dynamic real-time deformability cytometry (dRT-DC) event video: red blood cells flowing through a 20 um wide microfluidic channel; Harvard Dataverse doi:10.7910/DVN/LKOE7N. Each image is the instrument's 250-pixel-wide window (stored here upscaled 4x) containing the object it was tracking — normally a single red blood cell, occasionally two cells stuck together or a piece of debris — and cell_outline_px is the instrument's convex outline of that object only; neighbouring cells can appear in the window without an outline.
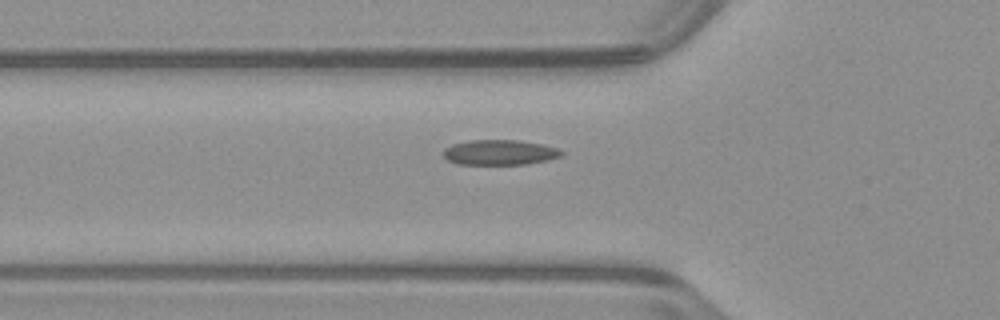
{"species": "common noctule bat (a hibernating species)", "species_latin": "Nyctalus noctula", "temperature_condition": "warm", "stored_images_in_passage": 36, "camera_frame_rate_fps": 3000, "um_per_image_px": 0.085, "animal": {"sex": "male", "body_mass_g": 23.1, "forearm_length_mm": 52.7}, "frame": {"image": 1, "passage_image": 3, "time_ms": 0.667, "image_size_px": [1000, 320], "cell_outline_px": [[564, 152], [560, 156], [548, 160], [524, 164], [456, 164], [448, 160], [440, 152], [444, 148], [452, 144], [468, 140], [520, 140], [560, 148]], "centroid_in_image_um": [42.44, 12.95], "position_along_channel_um": 83.4, "area_um2": 17.46}}
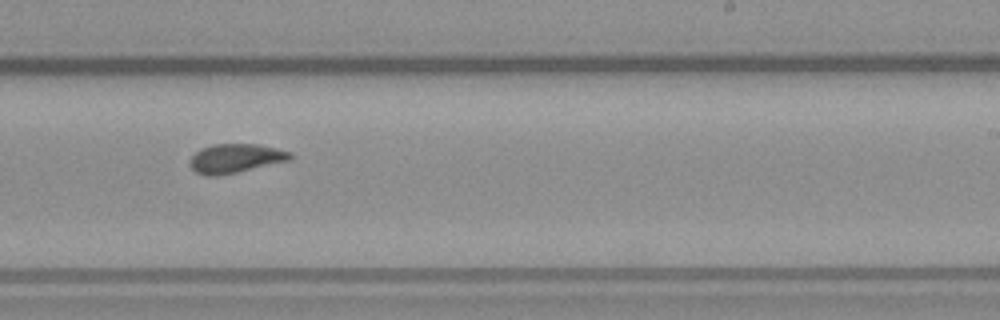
{"frame": {"image": 2, "passage_image": 17, "time_ms": 5.333, "image_size_px": [1000, 320], "cell_outline_px": [[292, 160], [236, 172], [216, 176], [208, 176], [196, 172], [188, 164], [188, 160], [200, 148], [212, 144], [256, 144], [276, 148], [292, 152]], "centroid_in_image_um": [20.0, 13.45], "position_along_channel_um": 269.0, "area_um2": 17.05}}
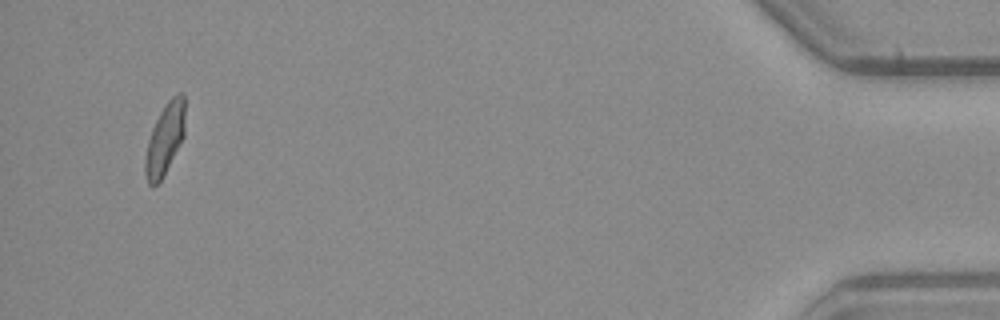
{"frame": {"image": 3, "passage_image": 35, "time_ms": 11.333, "image_size_px": [1000, 320], "cell_outline_px": [[184, 136], [160, 180], [152, 188], [148, 184], [144, 172], [144, 160], [148, 140], [152, 128], [160, 112], [168, 100], [172, 96], [180, 92], [184, 92]], "centroid_in_image_um": [13.99, 11.8], "position_along_channel_um": 421.2, "area_um2": 16.36}}